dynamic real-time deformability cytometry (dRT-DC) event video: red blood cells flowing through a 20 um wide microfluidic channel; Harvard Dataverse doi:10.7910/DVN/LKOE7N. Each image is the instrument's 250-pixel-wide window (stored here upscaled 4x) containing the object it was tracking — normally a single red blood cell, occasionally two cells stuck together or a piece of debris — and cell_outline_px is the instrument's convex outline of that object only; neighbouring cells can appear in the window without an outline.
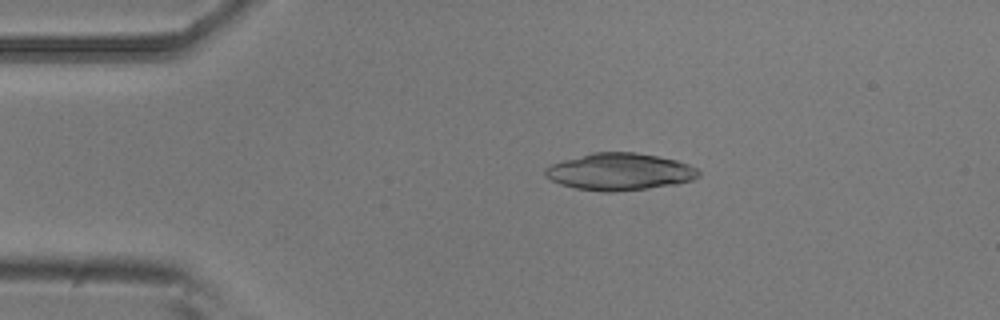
{"species": "common noctule bat (a hibernating species)", "species_latin": "Nyctalus noctula", "temperature_condition": "room temperature", "stored_images_in_passage": 19, "camera_frame_rate_fps": 3000, "um_per_image_px": 0.085, "animal": {"sex": "male", "body_mass_g": 20.5, "forearm_length_mm": 52.5}, "frame": {"image": 1, "passage_image": 9, "time_ms": 2.667, "image_size_px": [1000, 320], "cell_outline_px": [[700, 176], [692, 180], [676, 184], [648, 188], [612, 192], [600, 192], [576, 188], [560, 184], [544, 176], [544, 168], [552, 164], [564, 160], [592, 152], [636, 152], [676, 160], [688, 164], [696, 168], [700, 172]], "centroid_in_image_um": [52.66, 14.6], "position_along_channel_um": 32.3, "area_um2": 33.12}}